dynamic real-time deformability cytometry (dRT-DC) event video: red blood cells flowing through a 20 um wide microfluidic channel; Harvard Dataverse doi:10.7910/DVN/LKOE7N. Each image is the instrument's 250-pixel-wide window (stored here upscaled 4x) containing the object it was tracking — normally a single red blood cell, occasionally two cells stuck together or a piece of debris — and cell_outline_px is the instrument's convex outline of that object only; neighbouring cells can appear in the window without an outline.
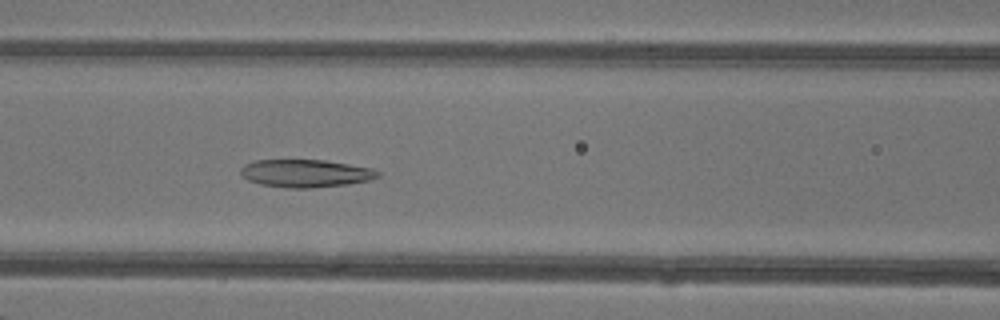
{"species": "common noctule bat (a hibernating species)", "species_latin": "Nyctalus noctula", "temperature_condition": "warm", "stored_images_in_passage": 48, "camera_frame_rate_fps": 3000, "um_per_image_px": 0.085, "animal": {"sex": "female"}, "frame": {"image": 1, "passage_image": 21, "time_ms": 6.667, "image_size_px": [1000, 320], "cell_outline_px": [[380, 176], [368, 180], [348, 184], [312, 188], [288, 188], [260, 184], [248, 180], [240, 172], [240, 168], [244, 164], [256, 160], [324, 160], [372, 168], [380, 172]], "centroid_in_image_um": [25.97, 14.73], "position_along_channel_um": 140.6, "area_um2": 22.14}}
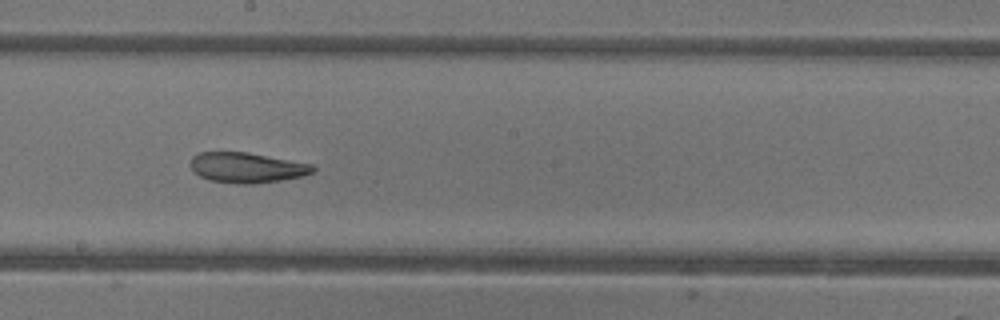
{"frame": {"image": 2, "passage_image": 27, "time_ms": 8.667, "image_size_px": [1000, 320], "cell_outline_px": [[316, 172], [304, 176], [256, 184], [240, 184], [208, 180], [192, 172], [192, 156], [196, 152], [248, 152], [312, 164], [316, 168]], "centroid_in_image_um": [21.0, 14.25], "position_along_channel_um": 227.2, "area_um2": 21.79}}
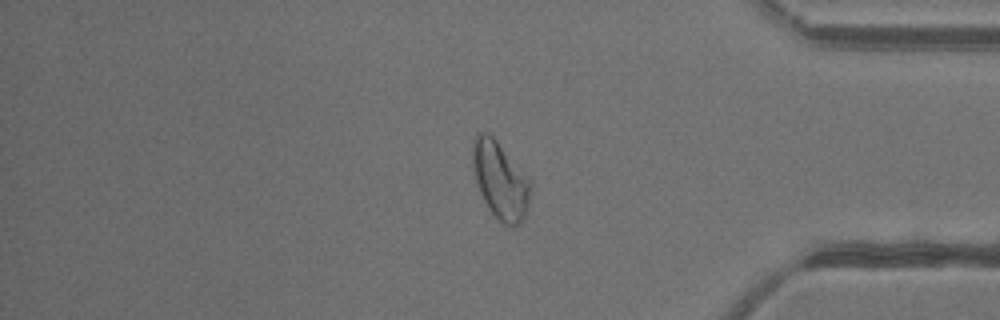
{"frame": {"image": 3, "passage_image": 40, "time_ms": 13.0, "image_size_px": [1000, 320], "cell_outline_px": [[532, 184], [528, 204], [524, 216], [512, 228], [504, 224], [488, 208], [480, 192], [472, 172], [472, 140], [476, 132], [488, 132], [496, 140], [532, 180]], "centroid_in_image_um": [42.5, 15.27], "position_along_channel_um": 392.7, "area_um2": 26.18}, "authors_computed_cell_mechanics": {"area_um2": 26.5591, "velocity_mm_per_s": 4.3358, "shape_relaxation_time_tau1_ms": 10.1135, "shape_relaxation_time_tau2_ms": 2.8095, "deformation_change_tau1": 0.2321, "deformation_change_tau2": 0.1109}}